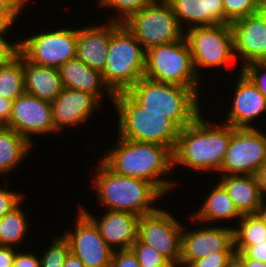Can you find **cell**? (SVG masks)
Segmentation results:
<instances>
[{
    "mask_svg": "<svg viewBox=\"0 0 266 267\" xmlns=\"http://www.w3.org/2000/svg\"><path fill=\"white\" fill-rule=\"evenodd\" d=\"M116 137L115 145H111V149L108 148L109 150L99 157L113 172L149 181L164 195L176 189L177 183L168 177L173 172L172 151L168 147L125 140L117 134ZM165 176L168 178H164Z\"/></svg>",
    "mask_w": 266,
    "mask_h": 267,
    "instance_id": "cell-1",
    "label": "cell"
},
{
    "mask_svg": "<svg viewBox=\"0 0 266 267\" xmlns=\"http://www.w3.org/2000/svg\"><path fill=\"white\" fill-rule=\"evenodd\" d=\"M204 117L201 113L180 130L172 151L173 171L180 166L198 174L216 173L221 169L231 137V125L209 122Z\"/></svg>",
    "mask_w": 266,
    "mask_h": 267,
    "instance_id": "cell-2",
    "label": "cell"
},
{
    "mask_svg": "<svg viewBox=\"0 0 266 267\" xmlns=\"http://www.w3.org/2000/svg\"><path fill=\"white\" fill-rule=\"evenodd\" d=\"M97 161L99 163L91 178V186L95 189L99 205L106 210L126 211L139 216L153 213L160 208L157 201L161 202L164 194L154 184L117 174L101 159Z\"/></svg>",
    "mask_w": 266,
    "mask_h": 267,
    "instance_id": "cell-3",
    "label": "cell"
},
{
    "mask_svg": "<svg viewBox=\"0 0 266 267\" xmlns=\"http://www.w3.org/2000/svg\"><path fill=\"white\" fill-rule=\"evenodd\" d=\"M126 92L145 110L164 114L180 129L202 113L200 94L192 88L142 77Z\"/></svg>",
    "mask_w": 266,
    "mask_h": 267,
    "instance_id": "cell-4",
    "label": "cell"
},
{
    "mask_svg": "<svg viewBox=\"0 0 266 267\" xmlns=\"http://www.w3.org/2000/svg\"><path fill=\"white\" fill-rule=\"evenodd\" d=\"M113 105L119 137L160 144L173 151L181 129L172 120L160 112L145 110L126 91L115 94Z\"/></svg>",
    "mask_w": 266,
    "mask_h": 267,
    "instance_id": "cell-5",
    "label": "cell"
},
{
    "mask_svg": "<svg viewBox=\"0 0 266 267\" xmlns=\"http://www.w3.org/2000/svg\"><path fill=\"white\" fill-rule=\"evenodd\" d=\"M146 51L123 23L112 22L107 62L102 72L114 93L127 91L144 77Z\"/></svg>",
    "mask_w": 266,
    "mask_h": 267,
    "instance_id": "cell-6",
    "label": "cell"
},
{
    "mask_svg": "<svg viewBox=\"0 0 266 267\" xmlns=\"http://www.w3.org/2000/svg\"><path fill=\"white\" fill-rule=\"evenodd\" d=\"M144 77L194 89L198 94L203 79L196 74L185 39L161 44L146 51Z\"/></svg>",
    "mask_w": 266,
    "mask_h": 267,
    "instance_id": "cell-7",
    "label": "cell"
},
{
    "mask_svg": "<svg viewBox=\"0 0 266 267\" xmlns=\"http://www.w3.org/2000/svg\"><path fill=\"white\" fill-rule=\"evenodd\" d=\"M193 66L200 79L206 69L223 68L237 62L230 24L196 26L185 31ZM202 69V70H201ZM202 77V78H201Z\"/></svg>",
    "mask_w": 266,
    "mask_h": 267,
    "instance_id": "cell-8",
    "label": "cell"
},
{
    "mask_svg": "<svg viewBox=\"0 0 266 267\" xmlns=\"http://www.w3.org/2000/svg\"><path fill=\"white\" fill-rule=\"evenodd\" d=\"M123 24L145 51L161 44L182 40L185 36V31L165 0H156L132 14Z\"/></svg>",
    "mask_w": 266,
    "mask_h": 267,
    "instance_id": "cell-9",
    "label": "cell"
},
{
    "mask_svg": "<svg viewBox=\"0 0 266 267\" xmlns=\"http://www.w3.org/2000/svg\"><path fill=\"white\" fill-rule=\"evenodd\" d=\"M39 30L19 40V52L30 62L59 69L67 61L76 58L77 29ZM39 33V34H38Z\"/></svg>",
    "mask_w": 266,
    "mask_h": 267,
    "instance_id": "cell-10",
    "label": "cell"
},
{
    "mask_svg": "<svg viewBox=\"0 0 266 267\" xmlns=\"http://www.w3.org/2000/svg\"><path fill=\"white\" fill-rule=\"evenodd\" d=\"M266 162V132L262 128H233L219 175H255Z\"/></svg>",
    "mask_w": 266,
    "mask_h": 267,
    "instance_id": "cell-11",
    "label": "cell"
},
{
    "mask_svg": "<svg viewBox=\"0 0 266 267\" xmlns=\"http://www.w3.org/2000/svg\"><path fill=\"white\" fill-rule=\"evenodd\" d=\"M161 208L140 216L137 238L159 251L167 260L180 261L184 224L173 213Z\"/></svg>",
    "mask_w": 266,
    "mask_h": 267,
    "instance_id": "cell-12",
    "label": "cell"
},
{
    "mask_svg": "<svg viewBox=\"0 0 266 267\" xmlns=\"http://www.w3.org/2000/svg\"><path fill=\"white\" fill-rule=\"evenodd\" d=\"M74 227L61 233L85 267H110L113 255L95 223L78 207Z\"/></svg>",
    "mask_w": 266,
    "mask_h": 267,
    "instance_id": "cell-13",
    "label": "cell"
},
{
    "mask_svg": "<svg viewBox=\"0 0 266 267\" xmlns=\"http://www.w3.org/2000/svg\"><path fill=\"white\" fill-rule=\"evenodd\" d=\"M6 127L23 136L34 147V136L59 134L54 127L51 103L27 93L13 101L10 121Z\"/></svg>",
    "mask_w": 266,
    "mask_h": 267,
    "instance_id": "cell-14",
    "label": "cell"
},
{
    "mask_svg": "<svg viewBox=\"0 0 266 267\" xmlns=\"http://www.w3.org/2000/svg\"><path fill=\"white\" fill-rule=\"evenodd\" d=\"M220 224L202 225L190 231L185 230L189 226L183 225L180 258L183 267L213 252H235L232 226Z\"/></svg>",
    "mask_w": 266,
    "mask_h": 267,
    "instance_id": "cell-15",
    "label": "cell"
},
{
    "mask_svg": "<svg viewBox=\"0 0 266 267\" xmlns=\"http://www.w3.org/2000/svg\"><path fill=\"white\" fill-rule=\"evenodd\" d=\"M239 69L266 57V14L263 10L230 24Z\"/></svg>",
    "mask_w": 266,
    "mask_h": 267,
    "instance_id": "cell-16",
    "label": "cell"
},
{
    "mask_svg": "<svg viewBox=\"0 0 266 267\" xmlns=\"http://www.w3.org/2000/svg\"><path fill=\"white\" fill-rule=\"evenodd\" d=\"M237 72L239 77L231 82L232 86L235 83L234 94L223 123L233 128H256L252 122L266 114V98L241 70Z\"/></svg>",
    "mask_w": 266,
    "mask_h": 267,
    "instance_id": "cell-17",
    "label": "cell"
},
{
    "mask_svg": "<svg viewBox=\"0 0 266 267\" xmlns=\"http://www.w3.org/2000/svg\"><path fill=\"white\" fill-rule=\"evenodd\" d=\"M101 105L94 95L63 87L51 102L54 127L58 133L72 127L79 129L94 116L95 111L100 110Z\"/></svg>",
    "mask_w": 266,
    "mask_h": 267,
    "instance_id": "cell-18",
    "label": "cell"
},
{
    "mask_svg": "<svg viewBox=\"0 0 266 267\" xmlns=\"http://www.w3.org/2000/svg\"><path fill=\"white\" fill-rule=\"evenodd\" d=\"M77 207L95 223L101 236L111 249H130L137 240L139 215L126 211L105 210L106 212L104 211L99 219L83 205H77Z\"/></svg>",
    "mask_w": 266,
    "mask_h": 267,
    "instance_id": "cell-19",
    "label": "cell"
},
{
    "mask_svg": "<svg viewBox=\"0 0 266 267\" xmlns=\"http://www.w3.org/2000/svg\"><path fill=\"white\" fill-rule=\"evenodd\" d=\"M93 24L77 29L76 58L102 73L107 62L112 22Z\"/></svg>",
    "mask_w": 266,
    "mask_h": 267,
    "instance_id": "cell-20",
    "label": "cell"
},
{
    "mask_svg": "<svg viewBox=\"0 0 266 267\" xmlns=\"http://www.w3.org/2000/svg\"><path fill=\"white\" fill-rule=\"evenodd\" d=\"M165 1L171 6L184 31L196 26L224 24L223 0Z\"/></svg>",
    "mask_w": 266,
    "mask_h": 267,
    "instance_id": "cell-21",
    "label": "cell"
},
{
    "mask_svg": "<svg viewBox=\"0 0 266 267\" xmlns=\"http://www.w3.org/2000/svg\"><path fill=\"white\" fill-rule=\"evenodd\" d=\"M59 72L63 87L94 95L101 103L107 96L110 105L113 104L115 94L105 84L102 73L90 68L80 59L67 61L59 68Z\"/></svg>",
    "mask_w": 266,
    "mask_h": 267,
    "instance_id": "cell-22",
    "label": "cell"
},
{
    "mask_svg": "<svg viewBox=\"0 0 266 267\" xmlns=\"http://www.w3.org/2000/svg\"><path fill=\"white\" fill-rule=\"evenodd\" d=\"M216 185L211 186L210 193L206 195L200 207L190 213L189 219L191 223L212 224L215 225L217 221L221 222H238L242 215L238 212L234 203L225 188L217 181ZM225 220V221H224ZM233 220V221H232ZM193 221V222H192Z\"/></svg>",
    "mask_w": 266,
    "mask_h": 267,
    "instance_id": "cell-23",
    "label": "cell"
},
{
    "mask_svg": "<svg viewBox=\"0 0 266 267\" xmlns=\"http://www.w3.org/2000/svg\"><path fill=\"white\" fill-rule=\"evenodd\" d=\"M219 183L225 188L234 206L241 215L255 214L262 197L255 175H218Z\"/></svg>",
    "mask_w": 266,
    "mask_h": 267,
    "instance_id": "cell-24",
    "label": "cell"
},
{
    "mask_svg": "<svg viewBox=\"0 0 266 267\" xmlns=\"http://www.w3.org/2000/svg\"><path fill=\"white\" fill-rule=\"evenodd\" d=\"M25 93L52 102L62 91L59 69L41 66L23 56Z\"/></svg>",
    "mask_w": 266,
    "mask_h": 267,
    "instance_id": "cell-25",
    "label": "cell"
},
{
    "mask_svg": "<svg viewBox=\"0 0 266 267\" xmlns=\"http://www.w3.org/2000/svg\"><path fill=\"white\" fill-rule=\"evenodd\" d=\"M32 146L23 136L6 126H0V176L15 171L21 166L22 161L34 151ZM30 152V153H29Z\"/></svg>",
    "mask_w": 266,
    "mask_h": 267,
    "instance_id": "cell-26",
    "label": "cell"
},
{
    "mask_svg": "<svg viewBox=\"0 0 266 267\" xmlns=\"http://www.w3.org/2000/svg\"><path fill=\"white\" fill-rule=\"evenodd\" d=\"M22 203L23 201L0 219V246L19 248L18 245H23L24 239H27L31 225Z\"/></svg>",
    "mask_w": 266,
    "mask_h": 267,
    "instance_id": "cell-27",
    "label": "cell"
},
{
    "mask_svg": "<svg viewBox=\"0 0 266 267\" xmlns=\"http://www.w3.org/2000/svg\"><path fill=\"white\" fill-rule=\"evenodd\" d=\"M24 93L23 55L18 52L9 62L0 66V95L13 102Z\"/></svg>",
    "mask_w": 266,
    "mask_h": 267,
    "instance_id": "cell-28",
    "label": "cell"
},
{
    "mask_svg": "<svg viewBox=\"0 0 266 267\" xmlns=\"http://www.w3.org/2000/svg\"><path fill=\"white\" fill-rule=\"evenodd\" d=\"M232 228L234 245H255V242L266 241V225L257 213L242 215Z\"/></svg>",
    "mask_w": 266,
    "mask_h": 267,
    "instance_id": "cell-29",
    "label": "cell"
},
{
    "mask_svg": "<svg viewBox=\"0 0 266 267\" xmlns=\"http://www.w3.org/2000/svg\"><path fill=\"white\" fill-rule=\"evenodd\" d=\"M156 0H97L99 4L98 7L103 9L111 8L116 15H108V21L123 23L125 22L132 14L139 12L141 9L146 6L151 5ZM108 7V8H107Z\"/></svg>",
    "mask_w": 266,
    "mask_h": 267,
    "instance_id": "cell-30",
    "label": "cell"
},
{
    "mask_svg": "<svg viewBox=\"0 0 266 267\" xmlns=\"http://www.w3.org/2000/svg\"><path fill=\"white\" fill-rule=\"evenodd\" d=\"M50 244L40 254L42 255L40 257L41 267H63L66 256L70 252L68 241L60 234L58 237L54 236Z\"/></svg>",
    "mask_w": 266,
    "mask_h": 267,
    "instance_id": "cell-31",
    "label": "cell"
},
{
    "mask_svg": "<svg viewBox=\"0 0 266 267\" xmlns=\"http://www.w3.org/2000/svg\"><path fill=\"white\" fill-rule=\"evenodd\" d=\"M223 9L224 24H231L261 10L259 0H223Z\"/></svg>",
    "mask_w": 266,
    "mask_h": 267,
    "instance_id": "cell-32",
    "label": "cell"
},
{
    "mask_svg": "<svg viewBox=\"0 0 266 267\" xmlns=\"http://www.w3.org/2000/svg\"><path fill=\"white\" fill-rule=\"evenodd\" d=\"M131 249L141 267H159L168 261L159 251L141 242L138 238Z\"/></svg>",
    "mask_w": 266,
    "mask_h": 267,
    "instance_id": "cell-33",
    "label": "cell"
},
{
    "mask_svg": "<svg viewBox=\"0 0 266 267\" xmlns=\"http://www.w3.org/2000/svg\"><path fill=\"white\" fill-rule=\"evenodd\" d=\"M241 71L266 98V66L261 62H252L242 67Z\"/></svg>",
    "mask_w": 266,
    "mask_h": 267,
    "instance_id": "cell-34",
    "label": "cell"
},
{
    "mask_svg": "<svg viewBox=\"0 0 266 267\" xmlns=\"http://www.w3.org/2000/svg\"><path fill=\"white\" fill-rule=\"evenodd\" d=\"M7 182L5 187H0V219L6 215L8 212L12 211L17 207L22 201H24L25 196L22 192H15L12 189H7Z\"/></svg>",
    "mask_w": 266,
    "mask_h": 267,
    "instance_id": "cell-35",
    "label": "cell"
},
{
    "mask_svg": "<svg viewBox=\"0 0 266 267\" xmlns=\"http://www.w3.org/2000/svg\"><path fill=\"white\" fill-rule=\"evenodd\" d=\"M234 249L242 259H253L266 263V241L255 242V245H234Z\"/></svg>",
    "mask_w": 266,
    "mask_h": 267,
    "instance_id": "cell-36",
    "label": "cell"
},
{
    "mask_svg": "<svg viewBox=\"0 0 266 267\" xmlns=\"http://www.w3.org/2000/svg\"><path fill=\"white\" fill-rule=\"evenodd\" d=\"M235 252H213L205 258L192 262L188 267H227L229 259Z\"/></svg>",
    "mask_w": 266,
    "mask_h": 267,
    "instance_id": "cell-37",
    "label": "cell"
},
{
    "mask_svg": "<svg viewBox=\"0 0 266 267\" xmlns=\"http://www.w3.org/2000/svg\"><path fill=\"white\" fill-rule=\"evenodd\" d=\"M110 267H141L133 250H114Z\"/></svg>",
    "mask_w": 266,
    "mask_h": 267,
    "instance_id": "cell-38",
    "label": "cell"
},
{
    "mask_svg": "<svg viewBox=\"0 0 266 267\" xmlns=\"http://www.w3.org/2000/svg\"><path fill=\"white\" fill-rule=\"evenodd\" d=\"M31 0H0V16L19 17Z\"/></svg>",
    "mask_w": 266,
    "mask_h": 267,
    "instance_id": "cell-39",
    "label": "cell"
},
{
    "mask_svg": "<svg viewBox=\"0 0 266 267\" xmlns=\"http://www.w3.org/2000/svg\"><path fill=\"white\" fill-rule=\"evenodd\" d=\"M12 267H41L40 256L33 252L29 253L26 250L22 252V250L18 249L14 256Z\"/></svg>",
    "mask_w": 266,
    "mask_h": 267,
    "instance_id": "cell-40",
    "label": "cell"
},
{
    "mask_svg": "<svg viewBox=\"0 0 266 267\" xmlns=\"http://www.w3.org/2000/svg\"><path fill=\"white\" fill-rule=\"evenodd\" d=\"M19 52V41L0 39V66L9 62Z\"/></svg>",
    "mask_w": 266,
    "mask_h": 267,
    "instance_id": "cell-41",
    "label": "cell"
},
{
    "mask_svg": "<svg viewBox=\"0 0 266 267\" xmlns=\"http://www.w3.org/2000/svg\"><path fill=\"white\" fill-rule=\"evenodd\" d=\"M17 250L11 246H0V267H12Z\"/></svg>",
    "mask_w": 266,
    "mask_h": 267,
    "instance_id": "cell-42",
    "label": "cell"
},
{
    "mask_svg": "<svg viewBox=\"0 0 266 267\" xmlns=\"http://www.w3.org/2000/svg\"><path fill=\"white\" fill-rule=\"evenodd\" d=\"M13 102L0 95V126H6L10 121Z\"/></svg>",
    "mask_w": 266,
    "mask_h": 267,
    "instance_id": "cell-43",
    "label": "cell"
},
{
    "mask_svg": "<svg viewBox=\"0 0 266 267\" xmlns=\"http://www.w3.org/2000/svg\"><path fill=\"white\" fill-rule=\"evenodd\" d=\"M18 19L19 17L0 16V39H7V33H10L12 26L15 25L14 22H17Z\"/></svg>",
    "mask_w": 266,
    "mask_h": 267,
    "instance_id": "cell-44",
    "label": "cell"
},
{
    "mask_svg": "<svg viewBox=\"0 0 266 267\" xmlns=\"http://www.w3.org/2000/svg\"><path fill=\"white\" fill-rule=\"evenodd\" d=\"M262 199H266V162L255 174Z\"/></svg>",
    "mask_w": 266,
    "mask_h": 267,
    "instance_id": "cell-45",
    "label": "cell"
},
{
    "mask_svg": "<svg viewBox=\"0 0 266 267\" xmlns=\"http://www.w3.org/2000/svg\"><path fill=\"white\" fill-rule=\"evenodd\" d=\"M63 267H85L78 257L73 255L71 252L66 256Z\"/></svg>",
    "mask_w": 266,
    "mask_h": 267,
    "instance_id": "cell-46",
    "label": "cell"
},
{
    "mask_svg": "<svg viewBox=\"0 0 266 267\" xmlns=\"http://www.w3.org/2000/svg\"><path fill=\"white\" fill-rule=\"evenodd\" d=\"M227 267H247L246 262L237 254L234 253L229 259Z\"/></svg>",
    "mask_w": 266,
    "mask_h": 267,
    "instance_id": "cell-47",
    "label": "cell"
},
{
    "mask_svg": "<svg viewBox=\"0 0 266 267\" xmlns=\"http://www.w3.org/2000/svg\"><path fill=\"white\" fill-rule=\"evenodd\" d=\"M257 215L262 219L266 225V199H262L261 205L258 208Z\"/></svg>",
    "mask_w": 266,
    "mask_h": 267,
    "instance_id": "cell-48",
    "label": "cell"
},
{
    "mask_svg": "<svg viewBox=\"0 0 266 267\" xmlns=\"http://www.w3.org/2000/svg\"><path fill=\"white\" fill-rule=\"evenodd\" d=\"M246 262L247 267H266L265 262L253 260V259H243Z\"/></svg>",
    "mask_w": 266,
    "mask_h": 267,
    "instance_id": "cell-49",
    "label": "cell"
},
{
    "mask_svg": "<svg viewBox=\"0 0 266 267\" xmlns=\"http://www.w3.org/2000/svg\"><path fill=\"white\" fill-rule=\"evenodd\" d=\"M159 267H183V266H182V263L180 261L168 260L166 263H164L163 265H161Z\"/></svg>",
    "mask_w": 266,
    "mask_h": 267,
    "instance_id": "cell-50",
    "label": "cell"
},
{
    "mask_svg": "<svg viewBox=\"0 0 266 267\" xmlns=\"http://www.w3.org/2000/svg\"><path fill=\"white\" fill-rule=\"evenodd\" d=\"M259 4H260V8H261V10H262L263 8H266V0H259Z\"/></svg>",
    "mask_w": 266,
    "mask_h": 267,
    "instance_id": "cell-51",
    "label": "cell"
},
{
    "mask_svg": "<svg viewBox=\"0 0 266 267\" xmlns=\"http://www.w3.org/2000/svg\"><path fill=\"white\" fill-rule=\"evenodd\" d=\"M261 63L266 66V57L261 61Z\"/></svg>",
    "mask_w": 266,
    "mask_h": 267,
    "instance_id": "cell-52",
    "label": "cell"
}]
</instances>
